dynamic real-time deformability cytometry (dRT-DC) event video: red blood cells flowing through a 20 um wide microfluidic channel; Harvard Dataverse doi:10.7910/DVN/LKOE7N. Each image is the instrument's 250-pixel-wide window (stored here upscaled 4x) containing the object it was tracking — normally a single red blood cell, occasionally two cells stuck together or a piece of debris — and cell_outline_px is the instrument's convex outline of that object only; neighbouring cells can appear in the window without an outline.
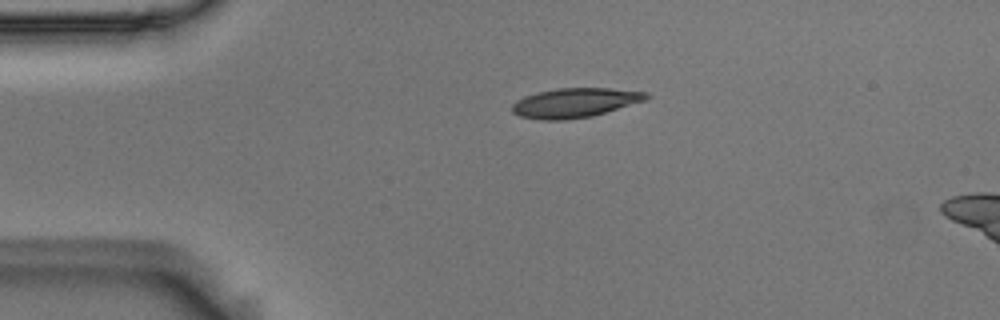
{"species": "Egyptian fruit bat (a non-hibernating species)", "species_latin": "Rousettus aegyptiacus", "temperature_condition": "room temperature", "stored_images_in_passage": 2, "camera_frame_rate_fps": 3000, "um_per_image_px": 0.085, "animal": {"sex": "male"}, "frame": {"image": 1, "passage_image": 1, "time_ms": 0.0, "image_size_px": [1000, 320], "cell_outline_px": [[652, 96], [644, 100], [592, 116], [564, 120], [540, 120], [520, 116], [512, 112], [512, 104], [516, 100], [524, 96], [536, 92], [560, 88], [608, 88], [648, 92]], "centroid_in_image_um": [48.83, 8.73], "position_along_channel_um": 36.2, "area_um2": 22.95}}